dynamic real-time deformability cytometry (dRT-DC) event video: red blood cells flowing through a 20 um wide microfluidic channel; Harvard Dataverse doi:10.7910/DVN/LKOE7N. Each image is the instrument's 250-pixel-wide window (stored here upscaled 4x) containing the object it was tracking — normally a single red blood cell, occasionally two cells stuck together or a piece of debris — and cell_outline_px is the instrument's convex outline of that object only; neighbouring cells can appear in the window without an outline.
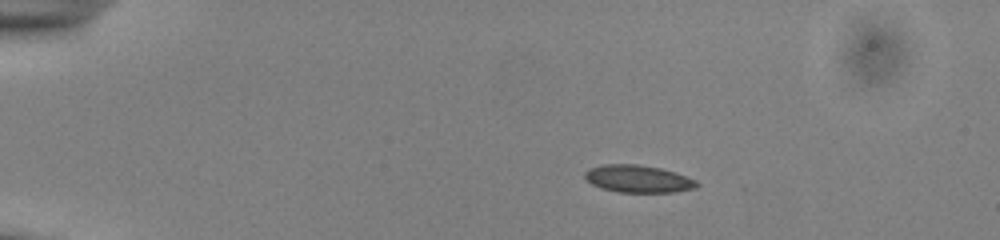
{"species": "common noctule bat (a hibernating species)", "species_latin": "Nyctalus noctula", "temperature_condition": "cold", "stored_images_in_passage": 44, "camera_frame_rate_fps": 3000, "um_per_image_px": 0.085, "animal": {"sex": "male", "body_mass_g": 13.0, "forearm_length_mm": 53.1}, "frame": {"image": 1, "passage_image": 1, "time_ms": 0.0, "image_size_px": [1000, 240], "cell_outline_px": [[700, 184], [696, 188], [672, 192], [616, 192], [600, 188], [592, 184], [584, 176], [584, 172], [588, 168], [604, 164], [636, 164], [660, 168], [676, 172], [696, 180]], "centroid_in_image_um": [54.23, 15.2], "position_along_channel_um": 30.8, "area_um2": 17.98}}
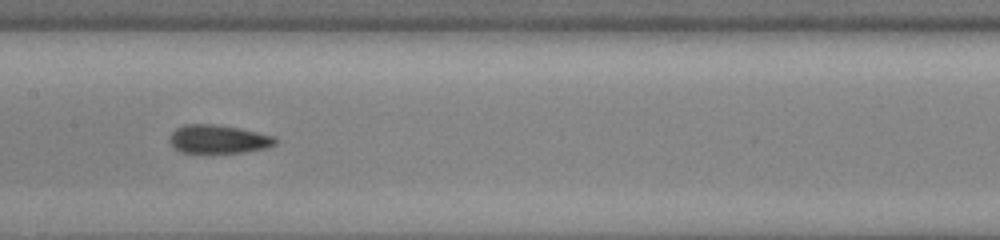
{"frame": {"image": 2, "passage_image": 19, "time_ms": 6.0, "image_size_px": [1000, 240], "cell_outline_px": [[276, 144], [268, 148], [244, 152], [180, 152], [168, 140], [172, 132], [176, 128], [184, 124], [216, 124], [240, 128], [276, 136]], "centroid_in_image_um": [18.59, 11.81], "position_along_channel_um": 188.8, "area_um2": 17.57}}
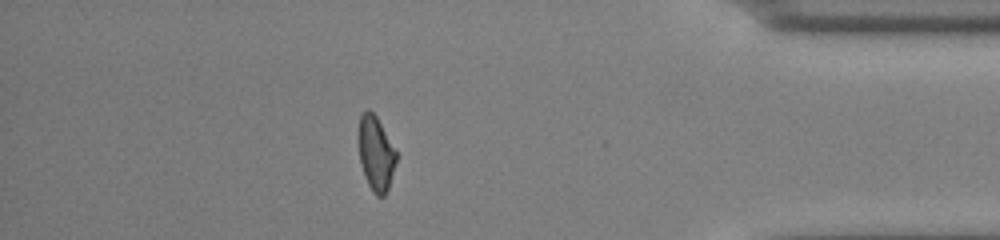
{"frame": {"image": 3, "passage_image": 38, "time_ms": 12.333, "image_size_px": [1000, 240], "cell_outline_px": [[396, 160], [388, 188], [384, 196], [376, 196], [372, 192], [364, 176], [360, 164], [360, 116], [368, 108], [376, 116], [396, 152]], "centroid_in_image_um": [31.95, 13.09], "position_along_channel_um": 403.3, "area_um2": 15.78}, "authors_computed_cell_mechanics": {"area_um2": 17.34, "velocity_mm_per_s": 3.8936, "shape_relaxation_time_tau1_ms": 6.0771, "shape_relaxation_time_tau2_ms": 2.6756, "deformation_change_tau1": 0.1438, "deformation_change_tau2": 0.0851}}